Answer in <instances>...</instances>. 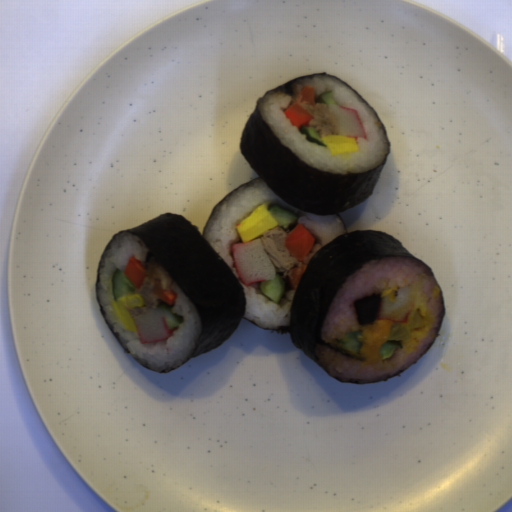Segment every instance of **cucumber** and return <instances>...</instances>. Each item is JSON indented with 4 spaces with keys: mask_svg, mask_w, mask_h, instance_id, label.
I'll return each instance as SVG.
<instances>
[{
    "mask_svg": "<svg viewBox=\"0 0 512 512\" xmlns=\"http://www.w3.org/2000/svg\"><path fill=\"white\" fill-rule=\"evenodd\" d=\"M111 286L115 301L127 293H137L136 289H138L118 267L113 272Z\"/></svg>",
    "mask_w": 512,
    "mask_h": 512,
    "instance_id": "1",
    "label": "cucumber"
},
{
    "mask_svg": "<svg viewBox=\"0 0 512 512\" xmlns=\"http://www.w3.org/2000/svg\"><path fill=\"white\" fill-rule=\"evenodd\" d=\"M261 291L274 303H279L285 292L284 279L276 271L273 280H261Z\"/></svg>",
    "mask_w": 512,
    "mask_h": 512,
    "instance_id": "2",
    "label": "cucumber"
},
{
    "mask_svg": "<svg viewBox=\"0 0 512 512\" xmlns=\"http://www.w3.org/2000/svg\"><path fill=\"white\" fill-rule=\"evenodd\" d=\"M364 336L361 330L346 332L345 335L337 340V345L351 354L359 353L363 346Z\"/></svg>",
    "mask_w": 512,
    "mask_h": 512,
    "instance_id": "3",
    "label": "cucumber"
},
{
    "mask_svg": "<svg viewBox=\"0 0 512 512\" xmlns=\"http://www.w3.org/2000/svg\"><path fill=\"white\" fill-rule=\"evenodd\" d=\"M273 218L276 221V225L281 228L288 229L293 222L296 220V215L294 212L280 206L272 205L267 206Z\"/></svg>",
    "mask_w": 512,
    "mask_h": 512,
    "instance_id": "4",
    "label": "cucumber"
},
{
    "mask_svg": "<svg viewBox=\"0 0 512 512\" xmlns=\"http://www.w3.org/2000/svg\"><path fill=\"white\" fill-rule=\"evenodd\" d=\"M154 308L161 311L168 329L179 327L184 322L183 316L174 313L170 306L164 302H158V305Z\"/></svg>",
    "mask_w": 512,
    "mask_h": 512,
    "instance_id": "5",
    "label": "cucumber"
},
{
    "mask_svg": "<svg viewBox=\"0 0 512 512\" xmlns=\"http://www.w3.org/2000/svg\"><path fill=\"white\" fill-rule=\"evenodd\" d=\"M300 134L306 135L307 141L314 145L327 146L324 142L323 136L321 137L313 126H301Z\"/></svg>",
    "mask_w": 512,
    "mask_h": 512,
    "instance_id": "6",
    "label": "cucumber"
},
{
    "mask_svg": "<svg viewBox=\"0 0 512 512\" xmlns=\"http://www.w3.org/2000/svg\"><path fill=\"white\" fill-rule=\"evenodd\" d=\"M395 349H402L400 340H387L380 349L379 354L382 360H388L394 353Z\"/></svg>",
    "mask_w": 512,
    "mask_h": 512,
    "instance_id": "7",
    "label": "cucumber"
},
{
    "mask_svg": "<svg viewBox=\"0 0 512 512\" xmlns=\"http://www.w3.org/2000/svg\"><path fill=\"white\" fill-rule=\"evenodd\" d=\"M316 101L318 104H326V105L335 104V105H337L333 99L332 91H327V92L323 93L316 99Z\"/></svg>",
    "mask_w": 512,
    "mask_h": 512,
    "instance_id": "8",
    "label": "cucumber"
}]
</instances>
